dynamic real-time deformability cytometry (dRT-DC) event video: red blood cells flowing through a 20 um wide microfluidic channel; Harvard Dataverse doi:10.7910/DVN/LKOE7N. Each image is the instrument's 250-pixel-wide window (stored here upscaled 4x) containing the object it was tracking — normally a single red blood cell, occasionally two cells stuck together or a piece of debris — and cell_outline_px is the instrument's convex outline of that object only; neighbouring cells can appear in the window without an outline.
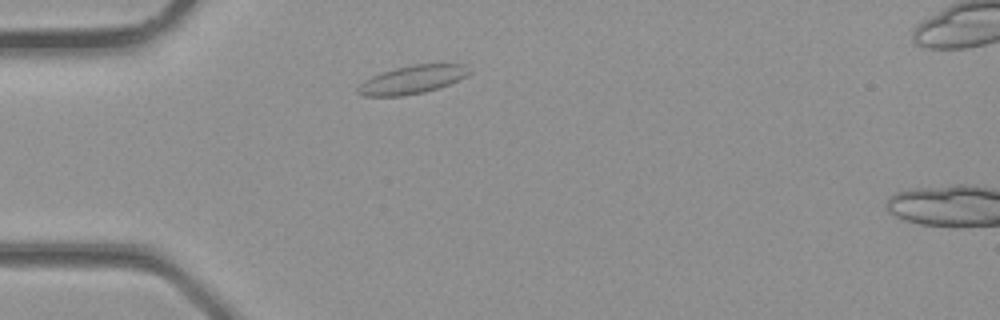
{"species": "common noctule bat (a hibernating species)", "species_latin": "Nyctalus noctula", "temperature_condition": "room temperature", "stored_images_in_passage": 2, "camera_frame_rate_fps": 3000, "um_per_image_px": 0.085, "animal": {"sex": "male", "body_mass_g": 23.1, "forearm_length_mm": 52.7}, "frame": {"image": 1, "passage_image": 1, "time_ms": 0.0, "image_size_px": [1000, 320], "cell_outline_px": [[472, 72], [440, 88], [424, 92], [404, 96], [364, 96], [356, 92], [356, 88], [364, 80], [372, 76], [396, 68], [412, 64], [468, 64]], "centroid_in_image_um": [35.04, 6.77], "position_along_channel_um": 50.0, "area_um2": 18.32}}